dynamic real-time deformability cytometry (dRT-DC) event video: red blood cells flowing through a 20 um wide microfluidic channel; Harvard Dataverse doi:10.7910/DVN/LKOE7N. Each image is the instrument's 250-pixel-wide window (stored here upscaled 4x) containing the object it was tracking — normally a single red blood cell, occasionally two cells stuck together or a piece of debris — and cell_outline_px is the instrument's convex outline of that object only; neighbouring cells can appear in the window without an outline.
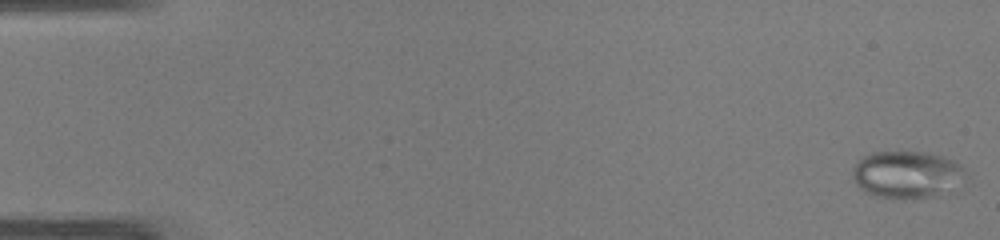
{"species": "common noctule bat (a hibernating species)", "species_latin": "Nyctalus noctula", "temperature_condition": "warm", "stored_images_in_passage": 48, "camera_frame_rate_fps": 3000, "um_per_image_px": 0.085, "animal": {"sex": "male", "body_mass_g": 19.0, "forearm_length_mm": 50.8}, "frame": {"image": 1, "passage_image": 1, "time_ms": 0.0, "image_size_px": [1000, 240], "cell_outline_px": [[968, 176], [944, 192], [936, 196], [904, 200], [872, 196], [864, 192], [852, 180], [852, 172], [860, 156], [872, 152], [928, 152], [956, 160], [964, 168]], "centroid_in_image_um": [77.05, 14.84], "position_along_channel_um": 7.9, "area_um2": 31.67}}
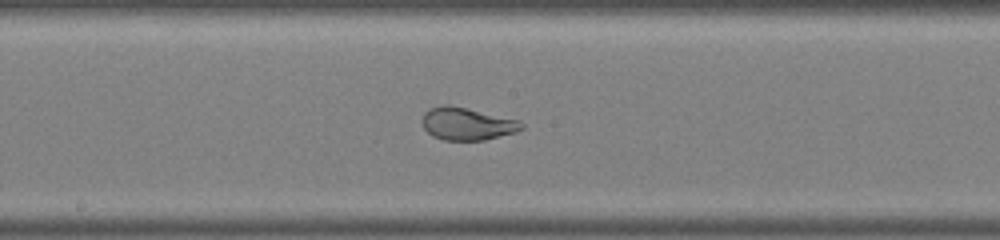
{"frame": {"image": 2, "passage_image": 26, "time_ms": 8.333, "image_size_px": [1000, 240], "cell_outline_px": [[524, 128], [516, 132], [484, 140], [444, 140], [432, 136], [424, 128], [420, 120], [424, 112], [432, 108], [444, 104], [448, 104], [520, 120], [524, 124]], "centroid_in_image_um": [39.69, 10.52], "position_along_channel_um": 208.5, "area_um2": 18.9}}
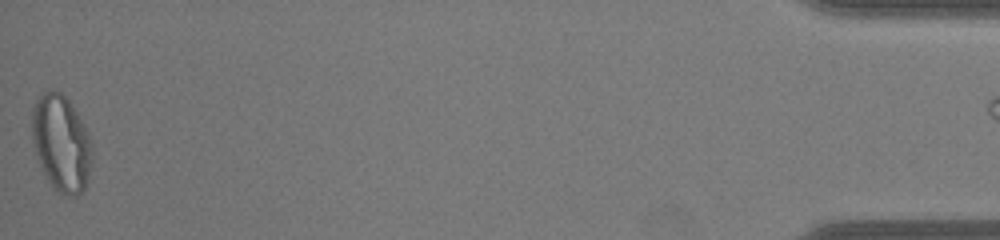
{"frame": {"image": 3, "passage_image": 48, "time_ms": 15.667, "image_size_px": [1000, 240], "cell_outline_px": [[92, 160], [88, 176], [84, 188], [76, 196], [72, 196], [56, 192], [52, 188], [44, 176], [36, 152], [32, 136], [32, 108], [36, 100], [44, 92], [60, 92], [68, 100], [84, 124], [88, 132], [92, 144]], "centroid_in_image_um": [5.21, 12.21], "position_along_channel_um": 430.0, "area_um2": 33.58}}